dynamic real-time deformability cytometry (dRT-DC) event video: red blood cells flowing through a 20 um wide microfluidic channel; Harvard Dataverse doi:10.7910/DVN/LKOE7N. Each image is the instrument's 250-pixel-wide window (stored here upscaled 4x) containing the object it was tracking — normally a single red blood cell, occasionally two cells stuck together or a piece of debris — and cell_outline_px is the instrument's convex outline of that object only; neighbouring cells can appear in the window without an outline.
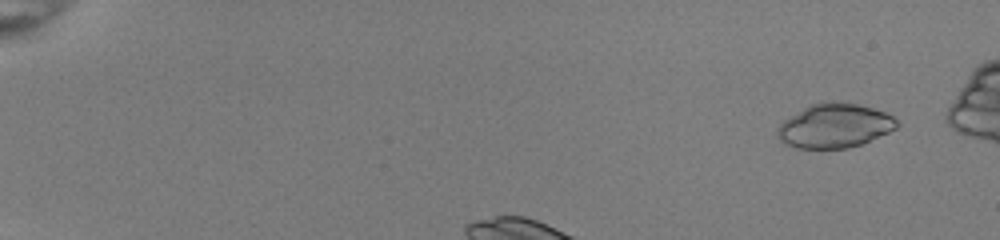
{"species": "common noctule bat (a hibernating species)", "species_latin": "Nyctalus noctula", "temperature_condition": "room temperature", "stored_images_in_passage": 34, "camera_frame_rate_fps": 3000, "um_per_image_px": 0.085, "animal": {"sex": "female", "body_mass_g": 22.0, "forearm_length_mm": 56.7}, "frame": {"image": 1, "passage_image": 2, "time_ms": 0.333, "image_size_px": [1000, 240], "cell_outline_px": [[900, 124], [896, 128], [888, 132], [860, 144], [848, 148], [796, 148], [780, 140], [776, 136], [776, 128], [784, 120], [804, 108], [812, 104], [860, 104], [884, 112], [892, 116]], "centroid_in_image_um": [70.93, 10.72], "position_along_channel_um": 14.1, "area_um2": 29.88}}
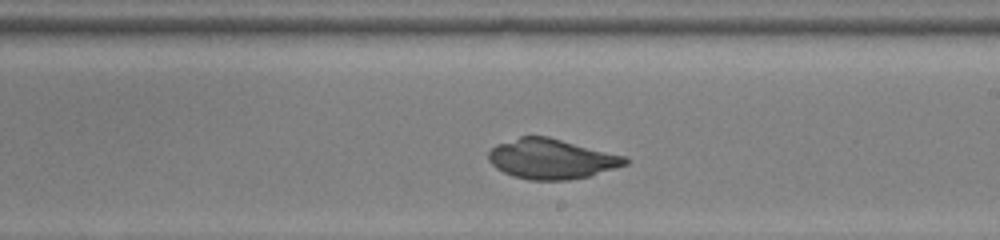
{"frame": {"image": 2, "passage_image": 22, "time_ms": 7.0, "image_size_px": [1000, 240], "cell_outline_px": [[628, 164], [588, 176], [568, 180], [528, 180], [512, 176], [496, 168], [488, 160], [488, 152], [496, 144], [520, 136], [548, 136], [624, 156], [628, 160]], "centroid_in_image_um": [46.83, 13.51], "position_along_channel_um": 242.2, "area_um2": 31.73}}
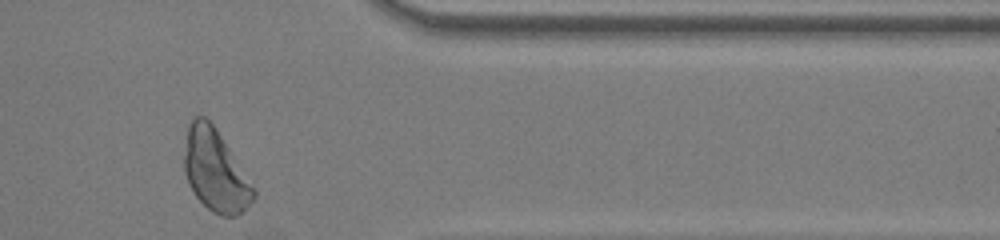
{"frame": {"image": 3, "passage_image": 34, "time_ms": 11.0, "image_size_px": [1000, 240], "cell_outline_px": [[256, 196], [236, 216], [220, 216], [212, 212], [196, 196], [188, 184], [184, 172], [184, 156], [188, 124], [192, 116], [204, 116], [216, 128], [256, 192]], "centroid_in_image_um": [18.25, 14.49], "position_along_channel_um": 393.1, "area_um2": 32.43}}